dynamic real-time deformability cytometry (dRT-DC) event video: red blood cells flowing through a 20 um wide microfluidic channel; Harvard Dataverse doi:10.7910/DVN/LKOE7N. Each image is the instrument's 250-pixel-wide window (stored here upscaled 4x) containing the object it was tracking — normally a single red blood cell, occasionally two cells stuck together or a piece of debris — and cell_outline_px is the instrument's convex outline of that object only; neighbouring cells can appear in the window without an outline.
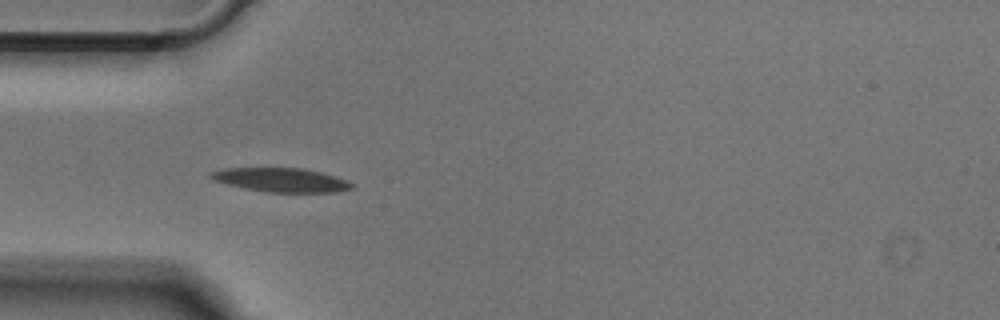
{"species": "Egyptian fruit bat (a non-hibernating species)", "species_latin": "Rousettus aegyptiacus", "temperature_condition": "cold", "stored_images_in_passage": 16, "camera_frame_rate_fps": 3000, "um_per_image_px": 0.085, "animal": {"sex": "male"}, "frame": {"image": 1, "passage_image": 1, "time_ms": 0.0, "image_size_px": [1000, 320], "cell_outline_px": [[356, 188], [336, 192], [268, 192], [228, 184], [216, 180], [208, 176], [208, 172], [224, 168], [304, 168], [336, 176], [352, 184]], "centroid_in_image_um": [23.92, 15.29], "position_along_channel_um": 61.1, "area_um2": 19.48}}
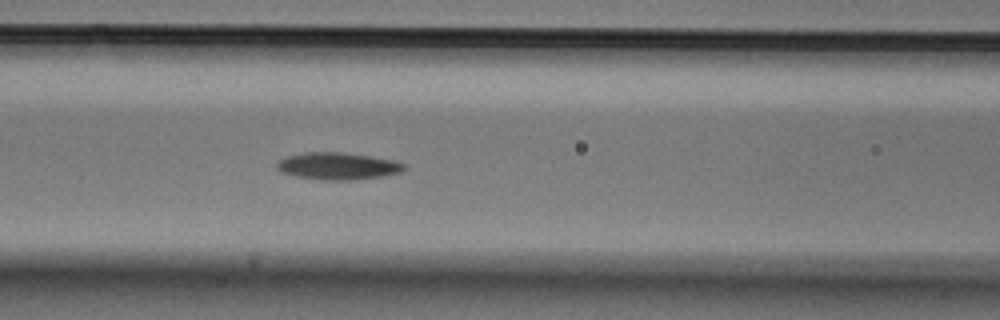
{"frame": {"image": 2, "passage_image": 7, "time_ms": 2.0, "image_size_px": [1000, 320], "cell_outline_px": [[404, 168], [400, 172], [384, 176], [352, 180], [320, 180], [292, 176], [280, 172], [276, 168], [276, 164], [284, 156], [304, 152], [340, 152], [396, 160], [404, 164]], "centroid_in_image_um": [28.64, 14.12], "position_along_channel_um": 138.0, "area_um2": 20.29}}
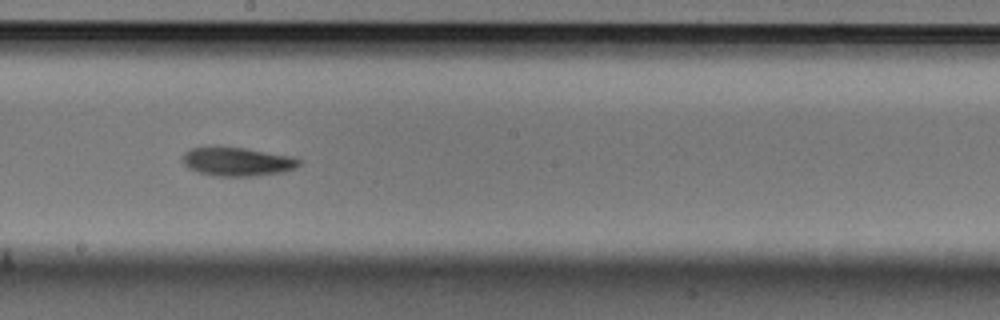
{"frame": {"image": 3, "passage_image": 14, "time_ms": 4.333, "image_size_px": [1000, 320], "cell_outline_px": [[304, 160], [296, 168], [284, 172], [256, 176], [216, 176], [200, 172], [188, 168], [184, 164], [180, 156], [184, 152], [192, 148], [216, 144], [244, 148], [292, 156]], "centroid_in_image_um": [20.15, 13.71], "position_along_channel_um": 228.0, "area_um2": 20.17}}